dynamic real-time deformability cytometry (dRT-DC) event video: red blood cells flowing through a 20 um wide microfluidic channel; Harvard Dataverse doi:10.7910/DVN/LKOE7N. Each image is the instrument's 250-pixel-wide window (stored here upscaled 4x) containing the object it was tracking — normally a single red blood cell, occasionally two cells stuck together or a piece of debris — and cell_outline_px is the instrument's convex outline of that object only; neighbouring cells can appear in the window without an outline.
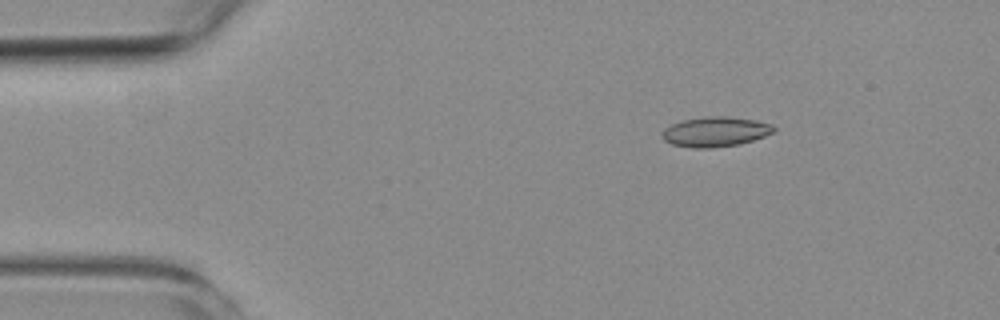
{"species": "common noctule bat (a hibernating species)", "species_latin": "Nyctalus noctula", "temperature_condition": "room temperature", "stored_images_in_passage": 4, "camera_frame_rate_fps": 3000, "um_per_image_px": 0.085, "animal": {"sex": "female", "body_mass_g": 19.3, "forearm_length_mm": 54.1}, "frame": {"image": 1, "passage_image": 3, "time_ms": 2.333, "image_size_px": [1000, 320], "cell_outline_px": [[776, 128], [772, 132], [764, 136], [740, 144], [712, 148], [692, 148], [672, 144], [664, 140], [664, 128], [672, 124], [684, 120], [704, 116], [728, 116], [756, 120], [772, 124]], "centroid_in_image_um": [60.83, 11.19], "position_along_channel_um": 24.2, "area_um2": 19.36}}